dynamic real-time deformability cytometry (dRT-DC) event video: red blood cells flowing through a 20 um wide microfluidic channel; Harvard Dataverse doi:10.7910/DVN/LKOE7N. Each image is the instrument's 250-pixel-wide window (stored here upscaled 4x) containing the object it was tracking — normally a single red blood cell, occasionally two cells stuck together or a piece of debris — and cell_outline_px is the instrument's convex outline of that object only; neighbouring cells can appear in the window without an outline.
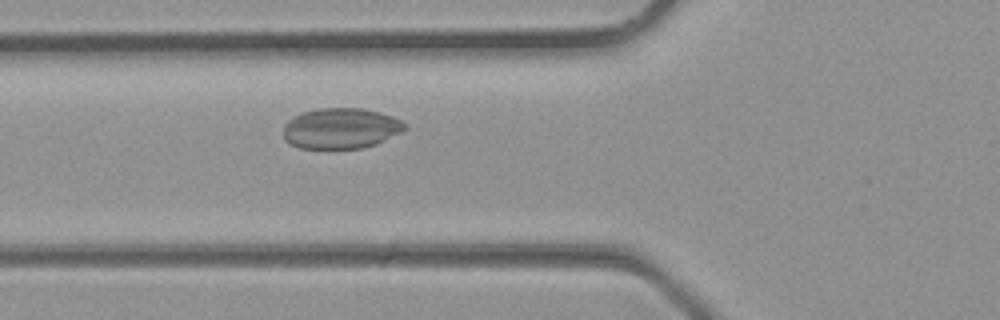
{"species": "common noctule bat (a hibernating species)", "species_latin": "Nyctalus noctula", "temperature_condition": "room temperature", "stored_images_in_passage": 23, "camera_frame_rate_fps": 3000, "um_per_image_px": 0.085, "animal": {"sex": "male", "body_mass_g": 23.1, "forearm_length_mm": 52.7}, "frame": {"image": 1, "passage_image": 2, "time_ms": 0.333, "image_size_px": [1000, 320], "cell_outline_px": [[408, 128], [376, 144], [364, 148], [300, 148], [284, 140], [284, 124], [292, 116], [304, 112], [320, 108], [364, 108], [380, 112], [392, 116], [408, 124]], "centroid_in_image_um": [28.98, 10.9], "position_along_channel_um": 96.8, "area_um2": 28.84}}
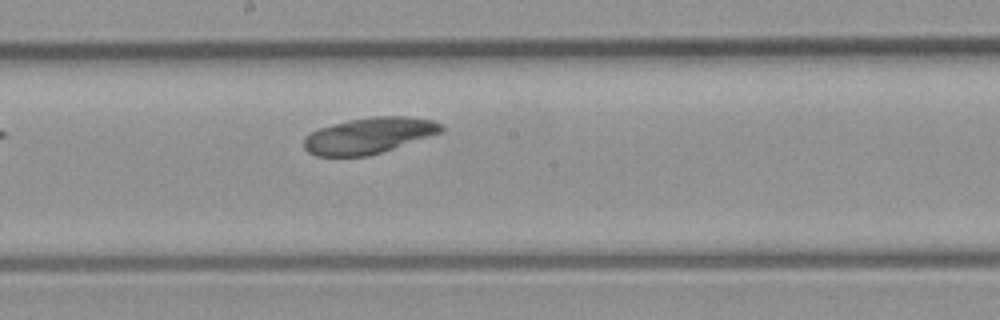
{"frame": {"image": 2, "passage_image": 8, "time_ms": 2.333, "image_size_px": [1000, 320], "cell_outline_px": [[444, 132], [368, 156], [316, 156], [308, 152], [304, 148], [304, 136], [320, 128], [332, 124], [348, 120], [372, 116], [404, 116], [432, 120], [444, 124]], "centroid_in_image_um": [31.38, 11.52], "position_along_channel_um": 216.8, "area_um2": 28.9}}
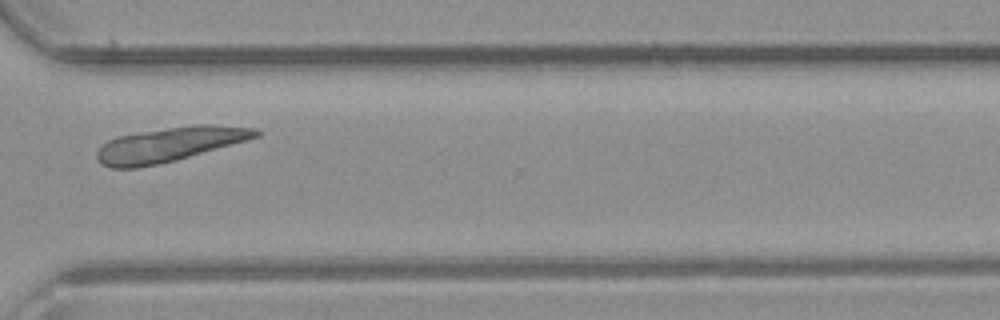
{"frame": {"image": 3, "passage_image": 15, "time_ms": 4.667, "image_size_px": [1000, 320], "cell_outline_px": [[260, 136], [248, 140], [176, 160], [136, 168], [108, 168], [100, 164], [96, 156], [96, 152], [108, 140], [116, 136], [168, 128], [196, 124], [208, 124], [256, 128], [260, 132]], "centroid_in_image_um": [14.41, 12.28], "position_along_channel_um": 356.2, "area_um2": 31.67}}